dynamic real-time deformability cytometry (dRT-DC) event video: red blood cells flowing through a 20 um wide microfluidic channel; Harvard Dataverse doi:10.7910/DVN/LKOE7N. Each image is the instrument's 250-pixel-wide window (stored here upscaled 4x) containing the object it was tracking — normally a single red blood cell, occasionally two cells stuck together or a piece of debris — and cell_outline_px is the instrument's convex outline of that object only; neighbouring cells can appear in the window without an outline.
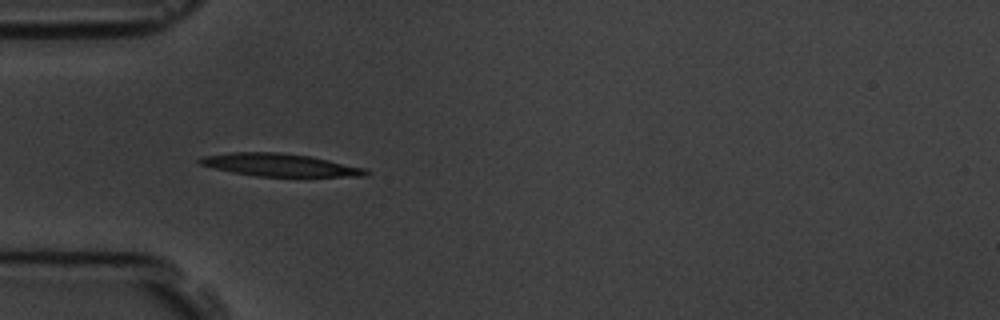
{"species": "common noctule bat (a hibernating species)", "species_latin": "Nyctalus noctula", "temperature_condition": "room temperature", "stored_images_in_passage": 4, "camera_frame_rate_fps": 3000, "um_per_image_px": 0.085, "animal": {"sex": "male", "body_mass_g": 19.5, "forearm_length_mm": 54.6}, "frame": {"image": 1, "passage_image": 3, "time_ms": 2.333, "image_size_px": [1000, 320], "cell_outline_px": [[372, 172], [368, 176], [256, 176], [232, 172], [212, 168], [200, 164], [196, 160], [200, 156], [232, 152], [280, 152], [308, 156], [328, 160], [364, 168]], "centroid_in_image_um": [23.72, 14.02], "position_along_channel_um": 61.3, "area_um2": 21.91}}
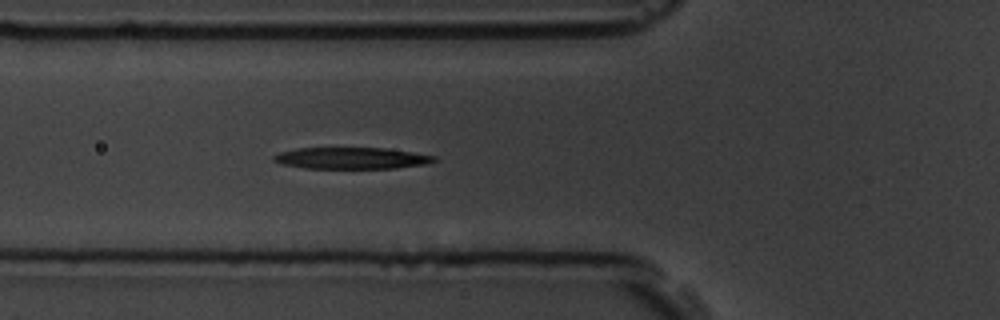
{"frame": {"image": 2, "passage_image": 4, "time_ms": 3.333, "image_size_px": [1000, 320], "cell_outline_px": [[436, 160], [428, 164], [396, 168], [304, 168], [280, 164], [272, 160], [272, 156], [280, 152], [296, 148], [384, 148], [436, 156]], "centroid_in_image_um": [29.83, 13.45], "position_along_channel_um": 96.0, "area_um2": 20.11}}